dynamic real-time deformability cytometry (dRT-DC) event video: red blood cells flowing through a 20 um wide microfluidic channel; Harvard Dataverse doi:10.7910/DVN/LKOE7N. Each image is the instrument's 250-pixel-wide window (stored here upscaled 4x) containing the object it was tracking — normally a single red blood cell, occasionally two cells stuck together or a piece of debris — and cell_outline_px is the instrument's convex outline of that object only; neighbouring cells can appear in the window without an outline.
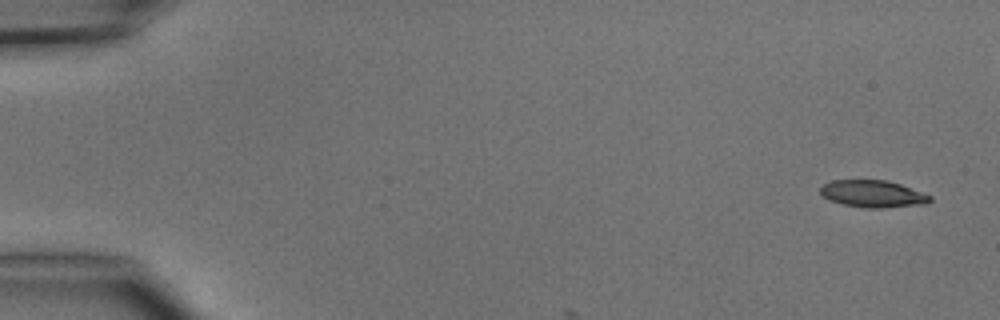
{"species": "common noctule bat (a hibernating species)", "species_latin": "Nyctalus noctula", "temperature_condition": "cold", "stored_images_in_passage": 3, "camera_frame_rate_fps": 3000, "um_per_image_px": 0.085, "animal": {"sex": "male", "body_mass_g": 15.6}, "frame": {"image": 1, "passage_image": 1, "time_ms": 0.0, "image_size_px": [1000, 320], "cell_outline_px": [[932, 200], [928, 204], [884, 208], [864, 208], [844, 204], [828, 200], [820, 192], [820, 188], [824, 184], [832, 180], [884, 180], [900, 184], [932, 196]], "centroid_in_image_um": [74.21, 16.49], "position_along_channel_um": 10.8, "area_um2": 17.34}}